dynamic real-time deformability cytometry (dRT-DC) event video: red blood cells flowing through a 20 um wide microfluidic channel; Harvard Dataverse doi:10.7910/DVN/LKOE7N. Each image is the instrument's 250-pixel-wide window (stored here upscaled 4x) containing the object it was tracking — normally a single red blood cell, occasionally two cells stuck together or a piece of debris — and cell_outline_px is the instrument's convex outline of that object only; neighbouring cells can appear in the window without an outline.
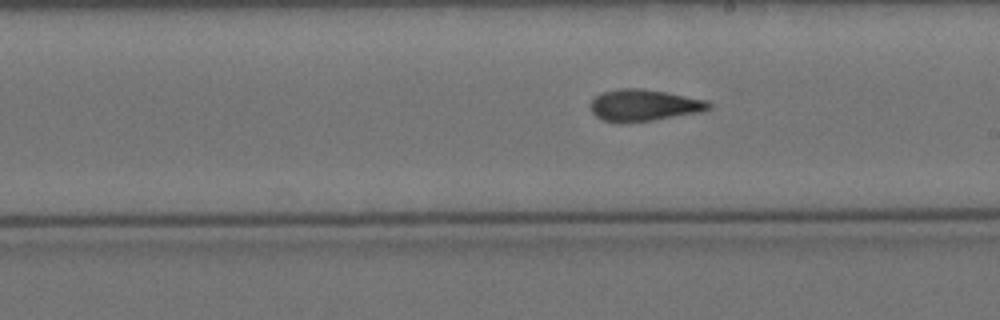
{"species": "Egyptian fruit bat (a non-hibernating species)", "species_latin": "Rousettus aegyptiacus", "temperature_condition": "cold", "stored_images_in_passage": 9, "segment_of_instrument_passage": [2, 2], "camera_frame_rate_fps": 3000, "um_per_image_px": 0.085, "animal": {"sex": "female"}, "frame": {"image": 1, "passage_image": 9, "time_ms": 10.0, "image_size_px": [1000, 320], "cell_outline_px": [[712, 104], [708, 108], [700, 112], [652, 120], [620, 124], [600, 120], [592, 112], [592, 100], [596, 96], [604, 92], [620, 88], [640, 88], [664, 92], [708, 100]], "centroid_in_image_um": [54.71, 8.96], "position_along_channel_um": 234.3, "area_um2": 21.73}}